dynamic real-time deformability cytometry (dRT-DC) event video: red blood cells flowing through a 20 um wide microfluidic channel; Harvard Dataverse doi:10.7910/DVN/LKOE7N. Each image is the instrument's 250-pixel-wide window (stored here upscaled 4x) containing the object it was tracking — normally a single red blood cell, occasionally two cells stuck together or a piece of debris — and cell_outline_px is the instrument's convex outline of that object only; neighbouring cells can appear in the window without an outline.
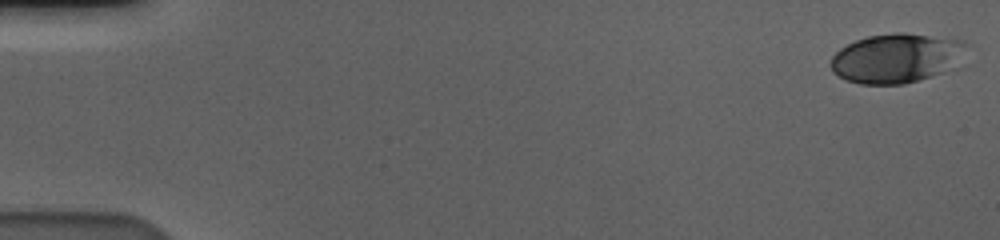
{"species": "human", "species_latin": "Homo sapiens", "temperature_condition": "cold", "stored_images_in_passage": 58, "camera_frame_rate_fps": 3000, "um_per_image_px": 0.085, "donor": {"sex": "male"}, "frame": {"image": 1, "passage_image": 1, "time_ms": 0.0, "image_size_px": [1000, 240], "cell_outline_px": [[968, 44], [948, 68], [940, 72], [904, 84], [860, 84], [848, 80], [832, 72], [832, 56], [840, 48], [856, 40], [868, 36], [896, 32], [904, 32], [964, 40]], "centroid_in_image_um": [76.11, 4.92], "position_along_channel_um": 8.9, "area_um2": 38.09}}
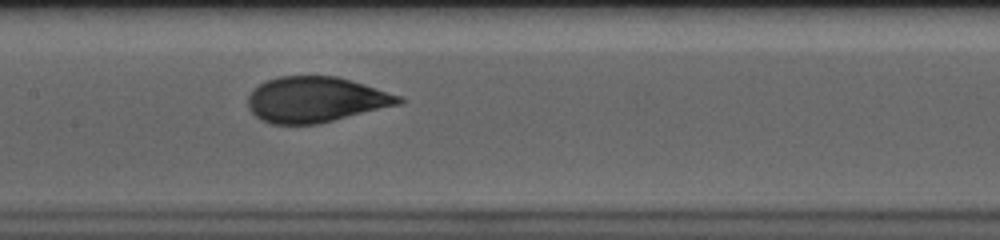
{"frame": {"image": 2, "passage_image": 29, "time_ms": 9.333, "image_size_px": [1000, 240], "cell_outline_px": [[404, 100], [400, 104], [320, 124], [272, 124], [260, 120], [248, 108], [248, 96], [260, 84], [268, 80], [280, 76], [336, 76], [364, 84], [400, 96]], "centroid_in_image_um": [26.83, 8.48], "position_along_channel_um": 180.6, "area_um2": 39.82}}
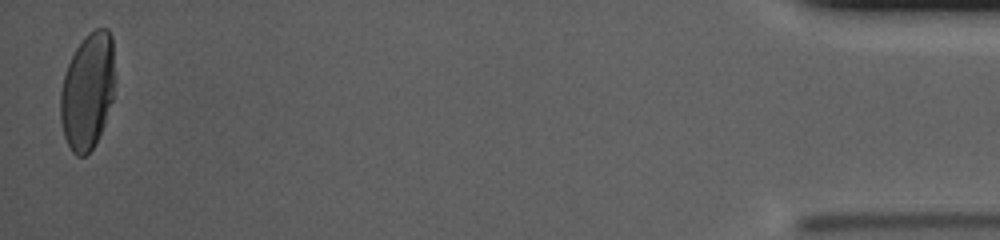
{"frame": {"image": 3, "passage_image": 57, "time_ms": 18.667, "image_size_px": [1000, 240], "cell_outline_px": [[112, 100], [104, 124], [92, 148], [84, 156], [76, 156], [72, 152], [64, 136], [60, 120], [60, 92], [64, 76], [68, 64], [76, 48], [88, 32], [96, 28], [108, 28], [112, 36]], "centroid_in_image_um": [7.41, 7.75], "position_along_channel_um": 427.8, "area_um2": 36.3}, "authors_computed_cell_mechanics": {"area_um2": 38.9283, "velocity_mm_per_s": 3.5838, "shape_relaxation_time_tau1_ms": 4.4158, "shape_relaxation_time_tau2_ms": null, "deformation_change_tau1": 0.1783, "deformation_change_tau2": null}}